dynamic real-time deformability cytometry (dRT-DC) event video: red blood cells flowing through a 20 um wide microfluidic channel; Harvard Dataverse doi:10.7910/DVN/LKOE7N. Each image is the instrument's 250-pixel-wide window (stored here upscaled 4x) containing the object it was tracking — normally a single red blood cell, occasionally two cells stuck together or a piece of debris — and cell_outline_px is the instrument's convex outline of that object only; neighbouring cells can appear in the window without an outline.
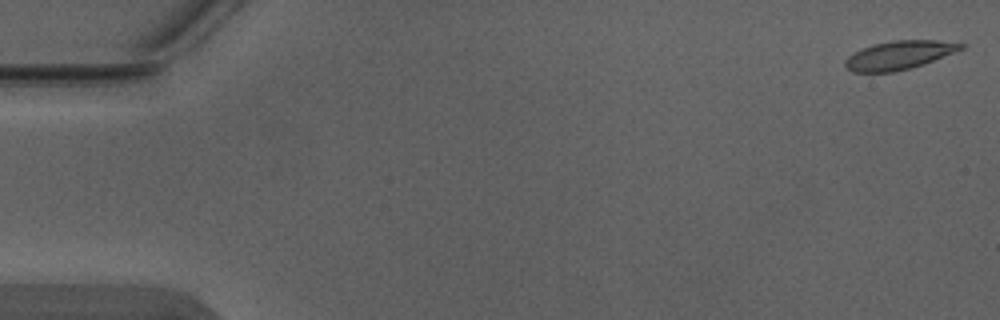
{"species": "Egyptian fruit bat (a non-hibernating species)", "species_latin": "Rousettus aegyptiacus", "temperature_condition": "warm", "stored_images_in_passage": 5, "camera_frame_rate_fps": 3000, "um_per_image_px": 0.085, "animal": {"sex": "male"}, "frame": {"image": 1, "passage_image": 1, "time_ms": 0.0, "image_size_px": [1000, 320], "cell_outline_px": [[968, 44], [964, 48], [924, 64], [892, 72], [852, 72], [844, 64], [844, 60], [852, 52], [872, 44], [892, 40], [936, 40]], "centroid_in_image_um": [76.4, 4.67], "position_along_channel_um": 8.6, "area_um2": 19.31}}
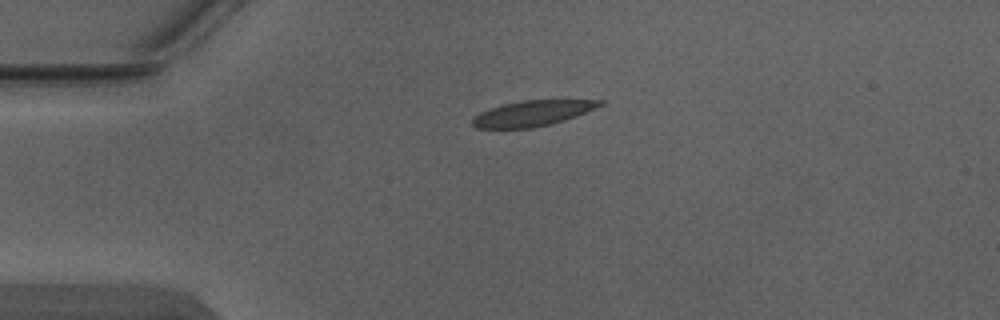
{"frame": {"image": 2, "passage_image": 4, "time_ms": 1.0, "image_size_px": [1000, 320], "cell_outline_px": [[604, 104], [576, 116], [552, 124], [532, 128], [476, 128], [472, 124], [472, 120], [480, 112], [500, 104], [520, 100], [604, 100]], "centroid_in_image_um": [45.25, 9.62], "position_along_channel_um": 39.8, "area_um2": 18.96}}
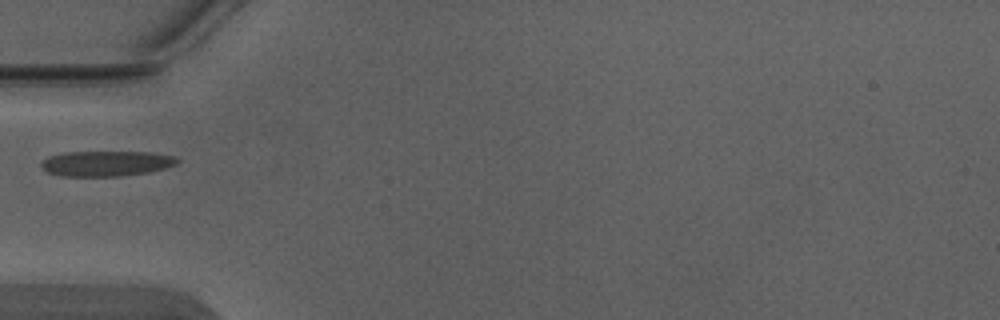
{"frame": {"image": 3, "passage_image": 5, "time_ms": 1.333, "image_size_px": [1000, 320], "cell_outline_px": [[180, 160], [176, 164], [164, 168], [148, 172], [120, 176], [60, 176], [48, 172], [40, 164], [40, 160], [48, 156], [64, 152], [148, 152], [172, 156]], "centroid_in_image_um": [8.97, 13.89], "position_along_channel_um": 76.0, "area_um2": 20.0}}